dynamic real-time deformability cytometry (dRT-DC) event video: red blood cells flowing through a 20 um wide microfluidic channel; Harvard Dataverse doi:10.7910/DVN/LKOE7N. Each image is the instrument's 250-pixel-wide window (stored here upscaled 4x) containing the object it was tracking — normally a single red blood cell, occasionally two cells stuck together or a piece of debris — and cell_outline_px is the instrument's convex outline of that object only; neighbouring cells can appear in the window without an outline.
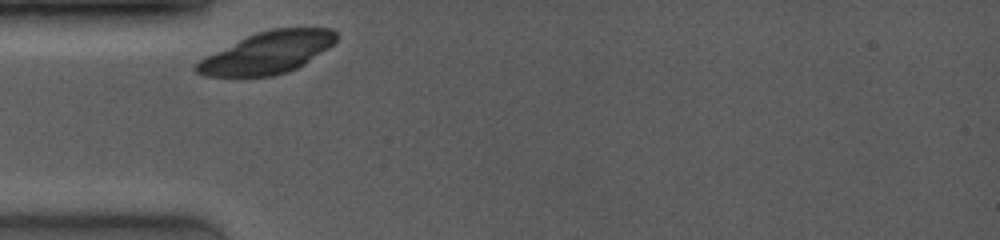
{"species": "common noctule bat (a hibernating species)", "species_latin": "Nyctalus noctula", "temperature_condition": "room temperature", "stored_images_in_passage": 4, "camera_frame_rate_fps": 4000, "um_per_image_px": 0.085, "animal": {"sex": "female", "body_mass_g": 19.0, "forearm_length_mm": 53.3}, "frame": {"image": 1, "passage_image": 1, "time_ms": 0.0, "image_size_px": [1000, 240], "cell_outline_px": [[336, 40], [328, 48], [304, 64], [288, 72], [272, 76], [204, 76], [196, 72], [192, 68], [200, 60], [256, 32], [272, 28], [332, 28], [336, 32]], "centroid_in_image_um": [22.76, 4.48], "position_along_channel_um": 62.2, "area_um2": 33.52}}